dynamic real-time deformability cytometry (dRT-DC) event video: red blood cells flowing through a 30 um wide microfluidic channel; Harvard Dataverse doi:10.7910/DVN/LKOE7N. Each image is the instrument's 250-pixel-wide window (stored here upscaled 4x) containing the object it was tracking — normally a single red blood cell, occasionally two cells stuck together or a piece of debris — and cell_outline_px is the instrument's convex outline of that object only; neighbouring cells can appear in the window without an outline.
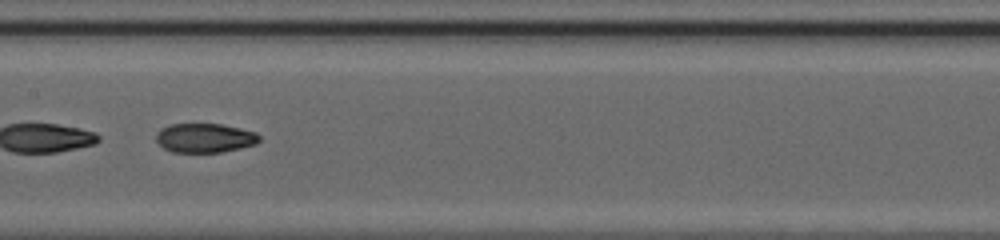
{"species": "common noctule bat (a hibernating species)", "species_latin": "Nyctalus noctula", "temperature_condition": "cold", "stored_images_in_passage": 32, "segment_of_instrument_passage": [2, 2], "camera_frame_rate_fps": 3000, "um_per_image_px": 0.085, "animal": {"sex": "female", "body_mass_g": 20.0, "forearm_length_mm": 54.0}, "frame": {"image": 1, "passage_image": 30, "time_ms": 9.667, "image_size_px": [1000, 240], "cell_outline_px": [[260, 140], [256, 144], [240, 148], [220, 152], [172, 152], [164, 148], [156, 140], [156, 132], [160, 128], [168, 124], [220, 124], [240, 128], [256, 132], [260, 136]], "centroid_in_image_um": [17.39, 11.72], "position_along_channel_um": 190.0, "area_um2": 17.63}}